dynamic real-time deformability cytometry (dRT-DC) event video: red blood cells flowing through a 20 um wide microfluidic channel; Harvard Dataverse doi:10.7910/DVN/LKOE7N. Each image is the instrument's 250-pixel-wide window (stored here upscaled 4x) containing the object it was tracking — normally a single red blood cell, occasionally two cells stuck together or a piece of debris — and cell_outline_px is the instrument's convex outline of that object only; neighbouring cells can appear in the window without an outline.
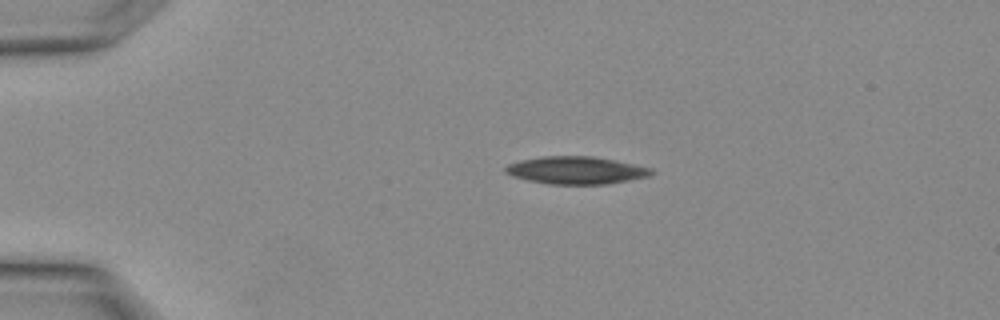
{"species": "Egyptian fruit bat (a non-hibernating species)", "species_latin": "Rousettus aegyptiacus", "temperature_condition": "warm", "stored_images_in_passage": 4, "camera_frame_rate_fps": 3000, "um_per_image_px": 0.085, "animal": {"sex": "female"}, "frame": {"image": 1, "passage_image": 4, "time_ms": 1.0, "image_size_px": [1000, 320], "cell_outline_px": [[656, 172], [648, 176], [628, 180], [604, 184], [548, 184], [528, 180], [512, 176], [504, 172], [504, 168], [508, 164], [520, 160], [544, 156], [592, 156], [652, 168]], "centroid_in_image_um": [48.93, 14.47], "position_along_channel_um": 36.1, "area_um2": 23.24}}